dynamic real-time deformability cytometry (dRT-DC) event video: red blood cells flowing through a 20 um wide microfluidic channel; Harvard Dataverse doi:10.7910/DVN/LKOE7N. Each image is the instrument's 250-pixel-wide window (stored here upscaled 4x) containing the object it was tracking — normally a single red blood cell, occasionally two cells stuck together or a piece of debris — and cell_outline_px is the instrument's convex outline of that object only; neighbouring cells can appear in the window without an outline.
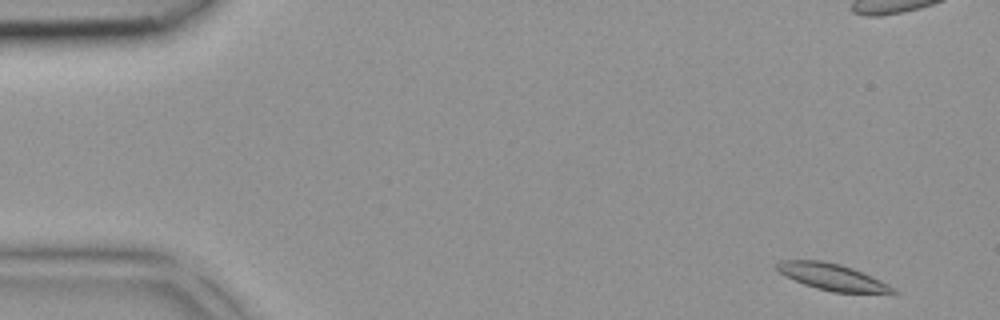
{"species": "common noctule bat (a hibernating species)", "species_latin": "Nyctalus noctula", "temperature_condition": "room temperature", "stored_images_in_passage": 42, "camera_frame_rate_fps": 3000, "um_per_image_px": 0.085, "animal": {"sex": "female", "body_mass_g": 18.4}, "frame": {"image": 1, "passage_image": 1, "time_ms": 0.0, "image_size_px": [1000, 320], "cell_outline_px": [[900, 292], [832, 292], [816, 288], [804, 284], [784, 276], [772, 264], [780, 260], [824, 260], [840, 264], [852, 268], [872, 276], [888, 284]], "centroid_in_image_um": [70.65, 23.51], "position_along_channel_um": 14.3, "area_um2": 17.86}}
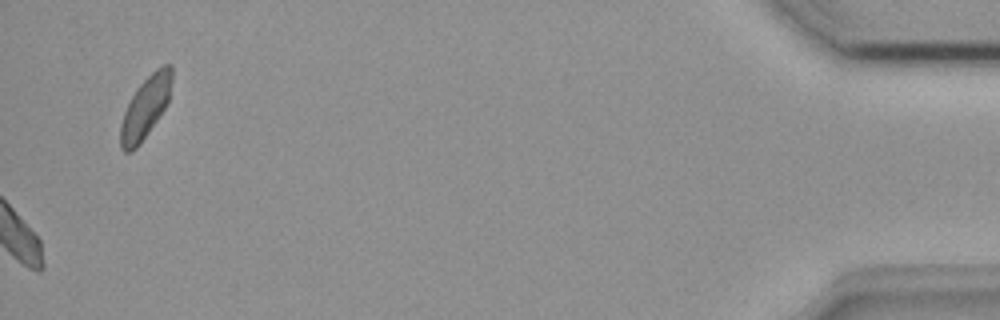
{"frame": {"image": 2, "passage_image": 42, "time_ms": 13.667, "image_size_px": [1000, 320], "cell_outline_px": [[172, 80], [168, 100], [164, 108], [140, 144], [132, 152], [124, 152], [120, 148], [120, 124], [124, 112], [136, 88], [156, 68], [164, 64], [172, 64]], "centroid_in_image_um": [12.34, 9.13], "position_along_channel_um": 422.9, "area_um2": 18.26}}